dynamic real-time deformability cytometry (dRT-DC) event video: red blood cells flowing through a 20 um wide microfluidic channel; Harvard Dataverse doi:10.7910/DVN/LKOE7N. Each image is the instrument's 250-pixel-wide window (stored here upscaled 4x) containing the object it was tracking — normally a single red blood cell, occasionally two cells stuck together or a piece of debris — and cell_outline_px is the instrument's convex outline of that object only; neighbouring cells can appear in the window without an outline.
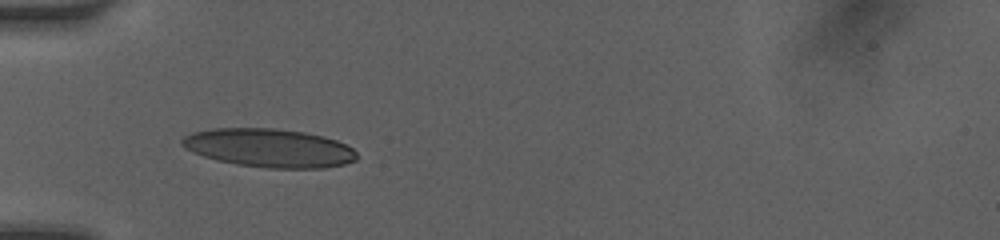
{"species": "human", "species_latin": "Homo sapiens", "temperature_condition": "room temperature", "stored_images_in_passage": 2, "camera_frame_rate_fps": 3000, "um_per_image_px": 0.085, "donor": {"sex": "female"}, "frame": {"image": 1, "passage_image": 1, "time_ms": 0.0, "image_size_px": [1000, 240], "cell_outline_px": [[356, 160], [344, 164], [324, 168], [268, 168], [236, 164], [216, 160], [192, 152], [180, 144], [180, 140], [184, 136], [192, 132], [212, 128], [272, 128], [304, 132], [324, 136], [336, 140], [352, 148], [356, 152]], "centroid_in_image_um": [22.85, 12.57], "position_along_channel_um": 62.1, "area_um2": 39.3}}